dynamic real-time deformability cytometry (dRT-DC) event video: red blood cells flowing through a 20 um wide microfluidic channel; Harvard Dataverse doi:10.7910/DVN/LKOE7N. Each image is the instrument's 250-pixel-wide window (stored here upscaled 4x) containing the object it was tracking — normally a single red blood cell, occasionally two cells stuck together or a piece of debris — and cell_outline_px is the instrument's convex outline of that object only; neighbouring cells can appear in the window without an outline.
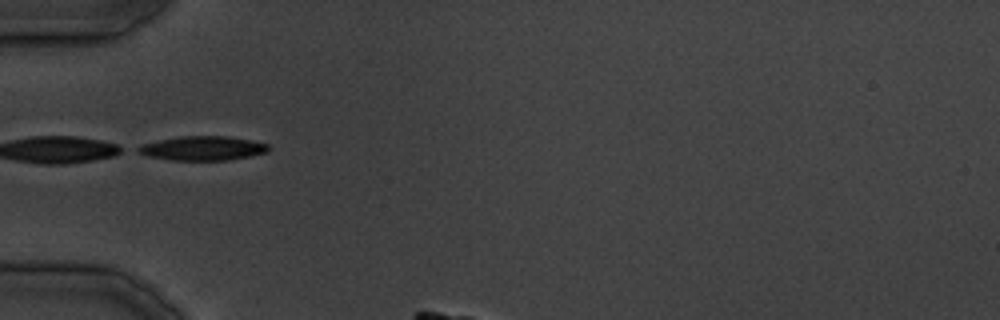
{"species": "common noctule bat (a hibernating species)", "species_latin": "Nyctalus noctula", "temperature_condition": "cold", "stored_images_in_passage": 22, "camera_frame_rate_fps": 3000, "um_per_image_px": 0.085, "animal": {"sex": "male", "body_mass_g": 19.5, "forearm_length_mm": 54.6}, "frame": {"image": 1, "passage_image": 1, "time_ms": 0.0, "image_size_px": [1000, 320], "cell_outline_px": [[268, 152], [228, 160], [172, 160], [148, 156], [136, 152], [136, 148], [144, 144], [160, 140], [180, 136], [228, 136], [268, 144]], "centroid_in_image_um": [17.2, 12.6], "position_along_channel_um": 67.8, "area_um2": 18.15}}